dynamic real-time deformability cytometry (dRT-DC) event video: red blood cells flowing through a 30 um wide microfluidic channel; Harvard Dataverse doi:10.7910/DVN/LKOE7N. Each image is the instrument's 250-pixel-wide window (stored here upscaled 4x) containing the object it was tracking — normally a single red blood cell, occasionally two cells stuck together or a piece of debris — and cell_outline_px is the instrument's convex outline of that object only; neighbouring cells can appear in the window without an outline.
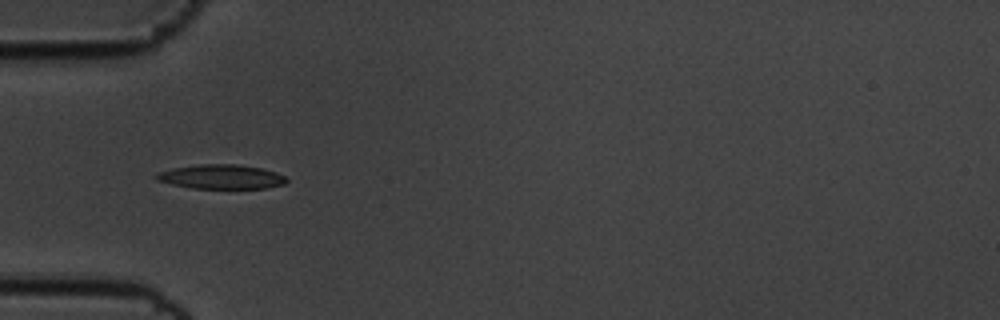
{"species": "common noctule bat (a hibernating species)", "species_latin": "Nyctalus noctula", "temperature_condition": "cold", "stored_images_in_passage": 40, "camera_frame_rate_fps": 3000, "um_per_image_px": 0.085, "animal": {"sex": "male", "body_mass_g": 19.5, "forearm_length_mm": 54.6}, "frame": {"image": 1, "passage_image": 1, "time_ms": 0.0, "image_size_px": [1000, 320], "cell_outline_px": [[288, 180], [284, 184], [264, 188], [192, 188], [172, 184], [156, 180], [152, 176], [156, 172], [172, 168], [200, 164], [236, 164], [260, 168], [276, 172], [284, 176]], "centroid_in_image_um": [18.75, 15.02], "position_along_channel_um": 66.3, "area_um2": 18.44}}
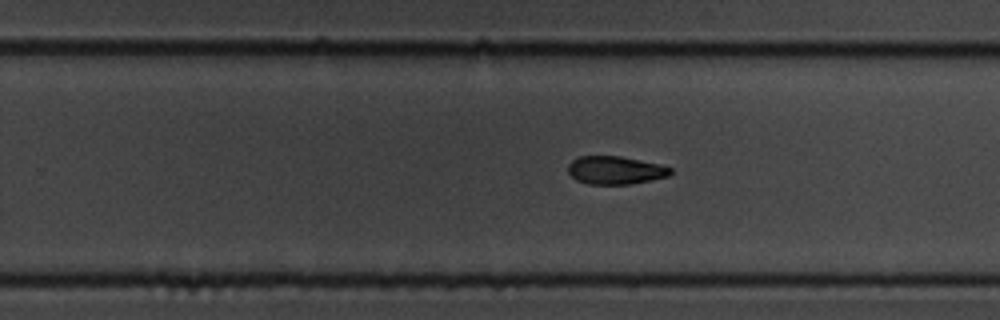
{"frame": {"image": 2, "passage_image": 19, "time_ms": 6.0, "image_size_px": [1000, 320], "cell_outline_px": [[672, 172], [668, 176], [652, 180], [632, 184], [588, 184], [576, 180], [568, 172], [568, 164], [572, 160], [580, 156], [620, 156], [660, 164], [672, 168]], "centroid_in_image_um": [52.31, 14.47], "position_along_channel_um": 277.5, "area_um2": 16.82}}
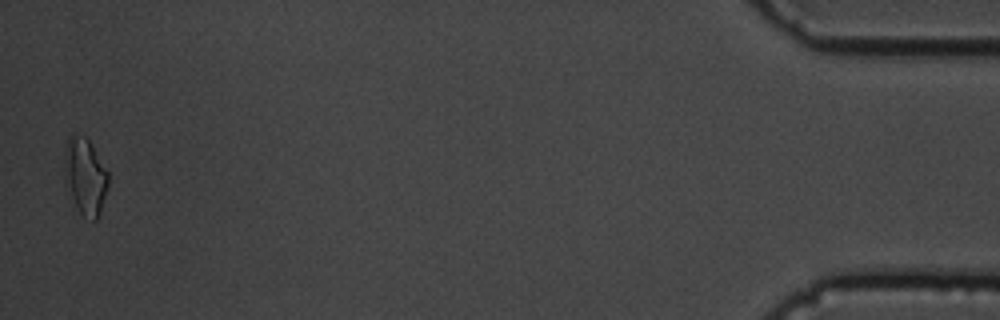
{"frame": {"image": 3, "passage_image": 39, "time_ms": 12.667, "image_size_px": [1000, 320], "cell_outline_px": [[108, 184], [100, 212], [96, 220], [92, 220], [84, 216], [76, 208], [72, 196], [64, 168], [64, 148], [68, 136], [72, 132], [84, 136], [92, 144], [108, 172]], "centroid_in_image_um": [7.24, 14.91], "position_along_channel_um": 428.0, "area_um2": 19.31}, "authors_computed_cell_mechanics": {"area_um2": 17.6001, "velocity_mm_per_s": 3.5492, "shape_relaxation_time_tau1_ms": 4.1979, "shape_relaxation_time_tau2_ms": null, "deformation_change_tau1": 0.1404, "deformation_change_tau2": null}}